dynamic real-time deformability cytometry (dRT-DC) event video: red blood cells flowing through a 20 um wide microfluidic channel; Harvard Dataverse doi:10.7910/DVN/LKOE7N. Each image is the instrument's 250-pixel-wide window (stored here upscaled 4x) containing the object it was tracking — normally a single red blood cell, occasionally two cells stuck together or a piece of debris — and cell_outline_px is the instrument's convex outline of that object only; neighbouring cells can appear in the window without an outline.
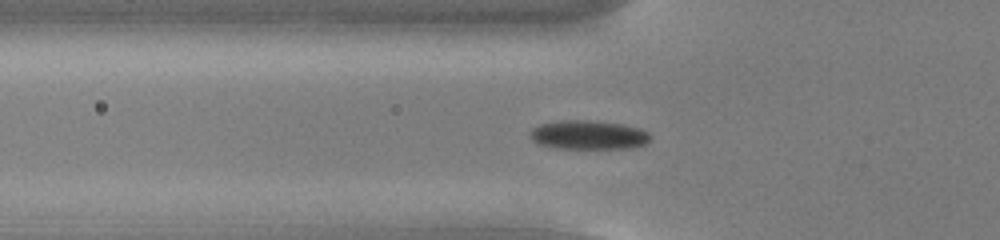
{"species": "common noctule bat (a hibernating species)", "species_latin": "Nyctalus noctula", "temperature_condition": "cold", "stored_images_in_passage": 52, "camera_frame_rate_fps": 3000, "um_per_image_px": 0.085, "animal": {"sex": "male", "body_mass_g": 13.0, "forearm_length_mm": 53.1}, "frame": {"image": 1, "passage_image": 16, "time_ms": 5.0, "image_size_px": [1000, 240], "cell_outline_px": [[652, 136], [644, 144], [632, 148], [556, 148], [540, 144], [532, 140], [528, 136], [532, 128], [540, 124], [560, 120], [588, 120], [624, 124], [640, 128], [648, 132]], "centroid_in_image_um": [50.01, 11.46], "position_along_channel_um": 75.8, "area_um2": 20.4}}
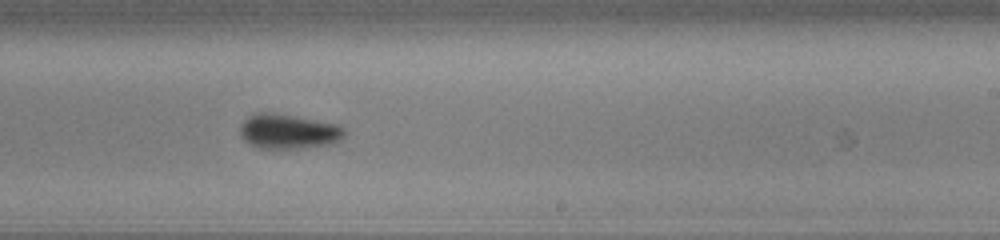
{"frame": {"image": 2, "passage_image": 31, "time_ms": 10.0, "image_size_px": [1000, 240], "cell_outline_px": [[348, 132], [340, 140], [328, 144], [296, 148], [260, 148], [244, 140], [240, 136], [240, 124], [248, 116], [260, 112], [272, 112], [340, 124]], "centroid_in_image_um": [24.52, 11.15], "position_along_channel_um": 264.5, "area_um2": 21.15}}
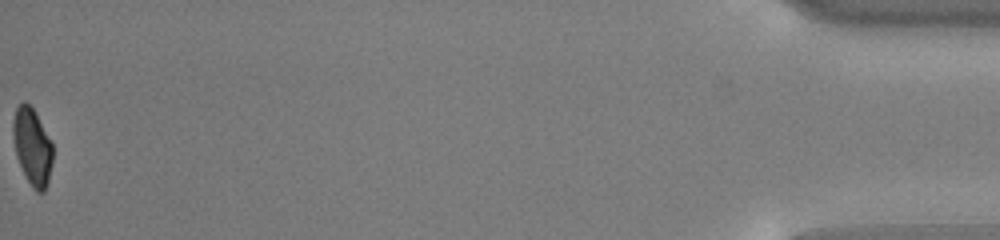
{"frame": {"image": 3, "passage_image": 52, "time_ms": 17.0, "image_size_px": [1000, 240], "cell_outline_px": [[52, 164], [48, 184], [44, 192], [36, 192], [32, 188], [16, 156], [12, 136], [12, 124], [16, 108], [24, 100], [36, 112], [52, 144]], "centroid_in_image_um": [2.74, 12.47], "position_along_channel_um": 432.5, "area_um2": 17.8}, "authors_computed_cell_mechanics": {"area_um2": 19.7098, "velocity_mm_per_s": 3.7741, "shape_relaxation_time_tau1_ms": 1.8826, "shape_relaxation_time_tau2_ms": 3.5744, "deformation_change_tau1": 0.1014, "deformation_change_tau2": 0.0755}}